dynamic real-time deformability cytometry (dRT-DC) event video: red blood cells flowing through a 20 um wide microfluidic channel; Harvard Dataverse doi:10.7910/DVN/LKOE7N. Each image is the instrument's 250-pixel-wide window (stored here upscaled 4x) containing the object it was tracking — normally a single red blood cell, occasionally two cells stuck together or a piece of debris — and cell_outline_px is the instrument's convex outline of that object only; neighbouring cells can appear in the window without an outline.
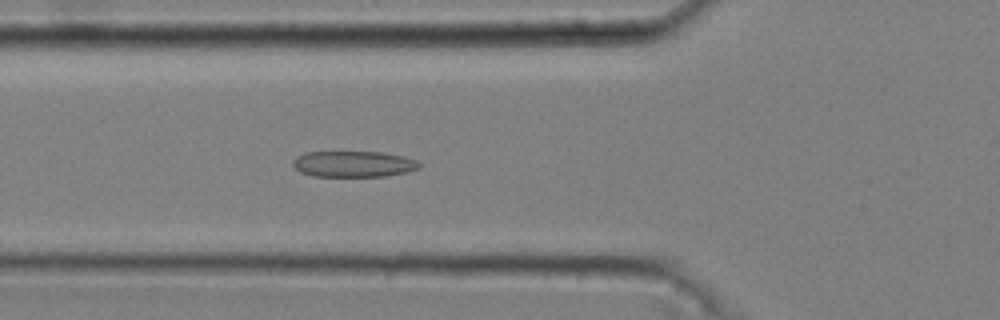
{"species": "common noctule bat (a hibernating species)", "species_latin": "Nyctalus noctula", "temperature_condition": "cold", "stored_images_in_passage": 52, "camera_frame_rate_fps": 3000, "um_per_image_px": 0.085, "animal": {"sex": "male", "body_mass_g": 20.4}, "frame": {"image": 1, "passage_image": 19, "time_ms": 6.0, "image_size_px": [1000, 320], "cell_outline_px": [[420, 168], [408, 172], [384, 176], [316, 176], [300, 172], [292, 164], [292, 160], [296, 156], [304, 152], [384, 152], [404, 156], [416, 160], [420, 164]], "centroid_in_image_um": [30.05, 13.93], "position_along_channel_um": 95.7, "area_um2": 19.25}}
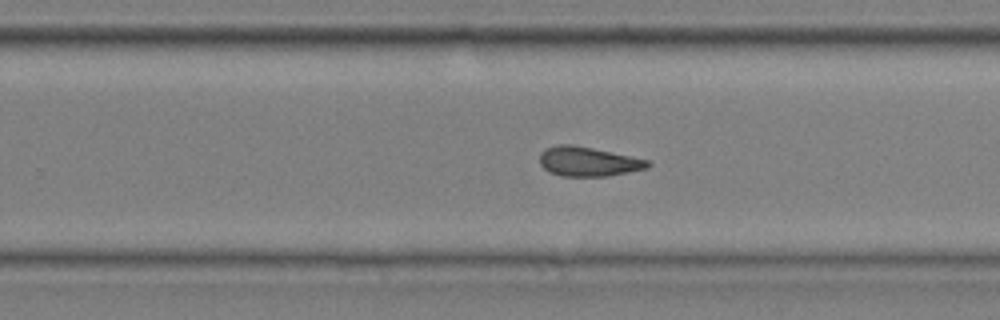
{"frame": {"image": 2, "passage_image": 34, "time_ms": 11.0, "image_size_px": [1000, 320], "cell_outline_px": [[652, 164], [648, 168], [608, 176], [560, 176], [548, 172], [540, 164], [540, 152], [544, 148], [556, 144], [572, 144], [592, 148], [648, 160]], "centroid_in_image_um": [49.95, 13.73], "position_along_channel_um": 279.8, "area_um2": 18.61}}
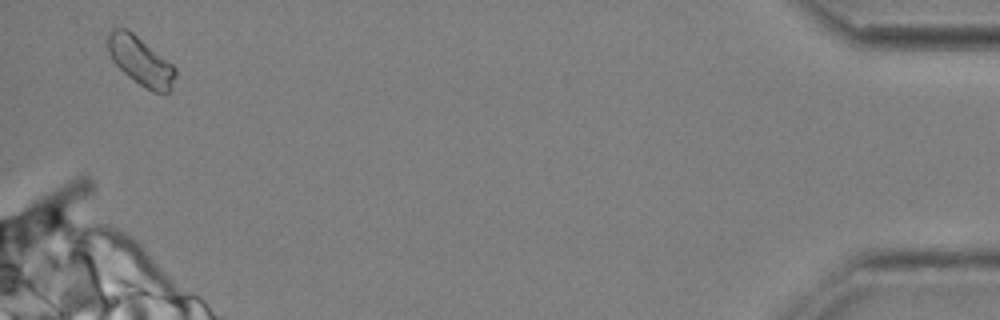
{"frame": {"image": 3, "passage_image": 51, "time_ms": 16.667, "image_size_px": [1000, 320], "cell_outline_px": [[176, 76], [172, 88], [168, 92], [152, 92], [128, 76], [112, 60], [108, 52], [104, 40], [108, 32], [112, 28], [124, 28], [132, 32], [172, 64], [176, 68]], "centroid_in_image_um": [11.91, 5.16], "position_along_channel_um": 423.3, "area_um2": 19.13}, "authors_computed_cell_mechanics": {"area_um2": 18.9295, "velocity_mm_per_s": 3.6755, "shape_relaxation_time_tau1_ms": null, "shape_relaxation_time_tau2_ms": 5.0564, "deformation_change_tau1": null, "deformation_change_tau2": 0.1459}}